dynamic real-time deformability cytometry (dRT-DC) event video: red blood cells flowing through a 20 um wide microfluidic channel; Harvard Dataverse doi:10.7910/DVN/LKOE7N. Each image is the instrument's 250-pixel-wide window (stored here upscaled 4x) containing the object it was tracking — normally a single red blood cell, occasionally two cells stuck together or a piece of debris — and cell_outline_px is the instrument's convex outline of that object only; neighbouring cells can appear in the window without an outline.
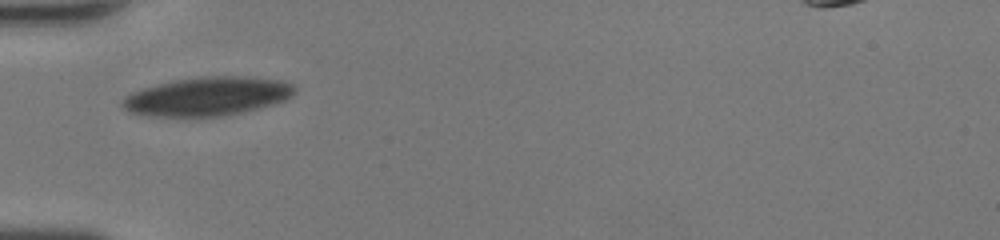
{"species": "human", "species_latin": "Homo sapiens", "temperature_condition": "room temperature", "stored_images_in_passage": 12, "camera_frame_rate_fps": 3000, "um_per_image_px": 0.085, "donor": {"sex": "female"}, "frame": {"image": 1, "passage_image": 1, "time_ms": 0.0, "image_size_px": [1000, 240], "cell_outline_px": [[296, 92], [292, 96], [276, 104], [240, 112], [220, 116], [148, 116], [128, 112], [120, 104], [124, 96], [140, 88], [172, 80], [200, 76], [244, 76], [280, 80], [292, 84], [296, 88]], "centroid_in_image_um": [17.6, 8.18], "position_along_channel_um": 67.4, "area_um2": 39.13}}